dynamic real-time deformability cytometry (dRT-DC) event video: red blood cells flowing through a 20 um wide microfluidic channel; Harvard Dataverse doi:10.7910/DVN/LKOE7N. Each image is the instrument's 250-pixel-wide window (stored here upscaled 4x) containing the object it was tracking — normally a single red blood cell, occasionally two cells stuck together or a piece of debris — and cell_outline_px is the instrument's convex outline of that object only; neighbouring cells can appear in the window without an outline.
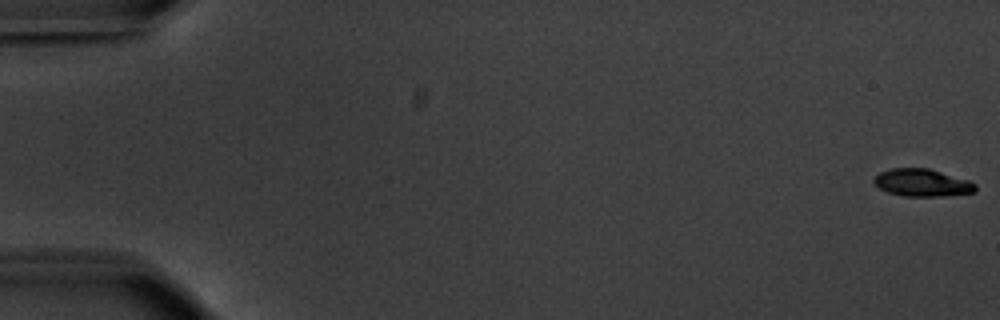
{"species": "common noctule bat (a hibernating species)", "species_latin": "Nyctalus noctula", "temperature_condition": "warm", "stored_images_in_passage": 3, "camera_frame_rate_fps": 3000, "um_per_image_px": 0.085, "animal": {"sex": "male", "body_mass_g": 20.1, "forearm_length_mm": 53.5}, "frame": {"image": 1, "passage_image": 3, "time_ms": 0.667, "image_size_px": [1000, 320], "cell_outline_px": [[976, 192], [944, 196], [904, 196], [888, 192], [880, 188], [872, 180], [880, 172], [892, 168], [928, 168], [968, 180], [976, 184]], "centroid_in_image_um": [78.4, 15.53], "position_along_channel_um": 6.6, "area_um2": 16.13}}